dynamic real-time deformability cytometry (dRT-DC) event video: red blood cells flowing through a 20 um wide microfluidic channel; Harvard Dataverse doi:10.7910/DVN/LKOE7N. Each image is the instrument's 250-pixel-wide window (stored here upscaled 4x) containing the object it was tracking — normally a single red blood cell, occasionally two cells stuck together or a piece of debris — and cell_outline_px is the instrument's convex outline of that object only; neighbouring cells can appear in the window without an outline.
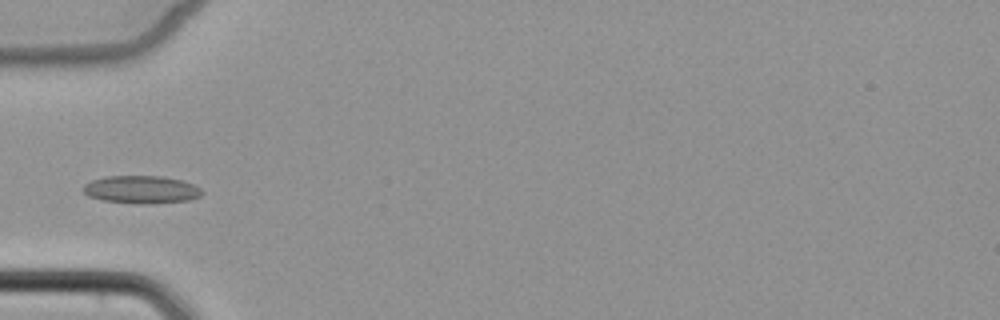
{"species": "common noctule bat (a hibernating species)", "species_latin": "Nyctalus noctula", "temperature_condition": "cold", "stored_images_in_passage": 5, "camera_frame_rate_fps": 3000, "um_per_image_px": 0.085, "animal": {"sex": "female", "body_mass_g": 22.7, "forearm_length_mm": 54.2}, "frame": {"image": 1, "passage_image": 5, "time_ms": 4.667, "image_size_px": [1000, 320], "cell_outline_px": [[204, 192], [200, 196], [188, 200], [152, 204], [140, 204], [100, 200], [88, 196], [84, 192], [84, 184], [92, 180], [108, 176], [164, 176], [180, 180], [192, 184], [200, 188]], "centroid_in_image_um": [12.01, 16.12], "position_along_channel_um": 73.0, "area_um2": 19.25}}